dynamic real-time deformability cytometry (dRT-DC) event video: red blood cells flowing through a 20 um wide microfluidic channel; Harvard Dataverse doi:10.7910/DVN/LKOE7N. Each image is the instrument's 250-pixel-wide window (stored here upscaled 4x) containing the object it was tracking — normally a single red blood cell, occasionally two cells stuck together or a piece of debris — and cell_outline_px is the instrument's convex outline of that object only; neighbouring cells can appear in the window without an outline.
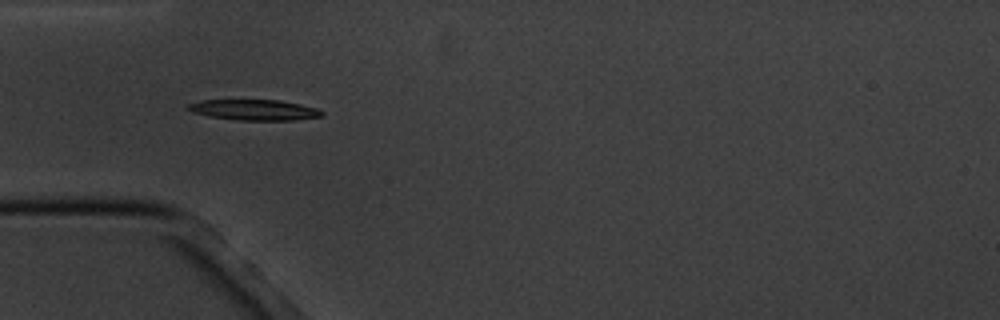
{"species": "common noctule bat (a hibernating species)", "species_latin": "Nyctalus noctula", "temperature_condition": "cold", "stored_images_in_passage": 4, "camera_frame_rate_fps": 3000, "um_per_image_px": 0.085, "animal": {"sex": "male", "body_mass_g": 20.1, "forearm_length_mm": 53.5}, "frame": {"image": 1, "passage_image": 4, "time_ms": 4.333, "image_size_px": [1000, 320], "cell_outline_px": [[324, 112], [320, 116], [296, 120], [236, 120], [208, 116], [192, 112], [184, 108], [188, 104], [200, 100], [280, 100], [300, 104], [316, 108]], "centroid_in_image_um": [21.56, 9.34], "position_along_channel_um": 63.4, "area_um2": 16.13}}